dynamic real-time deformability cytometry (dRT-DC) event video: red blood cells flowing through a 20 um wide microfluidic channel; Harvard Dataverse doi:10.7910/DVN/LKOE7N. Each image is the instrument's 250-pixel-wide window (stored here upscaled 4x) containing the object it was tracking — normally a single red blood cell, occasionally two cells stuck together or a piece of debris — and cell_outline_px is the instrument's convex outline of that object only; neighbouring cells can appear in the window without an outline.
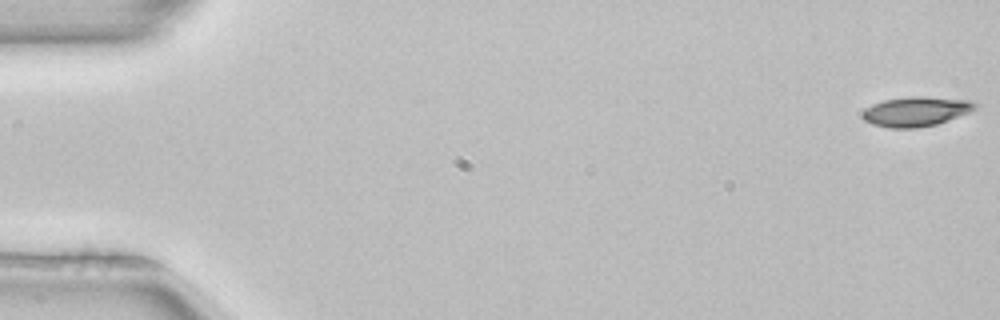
{"species": "common noctule bat (a hibernating species)", "species_latin": "Nyctalus noctula", "temperature_condition": "room temperature", "stored_images_in_passage": 4, "camera_frame_rate_fps": 3000, "um_per_image_px": 0.085, "animal": {"sex": "female", "body_mass_g": 22.7, "forearm_length_mm": 54.2}, "frame": {"image": 1, "passage_image": 1, "time_ms": 0.0, "image_size_px": [1000, 320], "cell_outline_px": [[980, 108], [948, 120], [936, 124], [920, 128], [888, 128], [872, 124], [864, 120], [860, 116], [860, 112], [864, 108], [872, 104], [884, 100], [912, 96], [920, 96], [976, 100], [980, 104]], "centroid_in_image_um": [77.89, 9.47], "position_along_channel_um": 7.1, "area_um2": 20.0}}